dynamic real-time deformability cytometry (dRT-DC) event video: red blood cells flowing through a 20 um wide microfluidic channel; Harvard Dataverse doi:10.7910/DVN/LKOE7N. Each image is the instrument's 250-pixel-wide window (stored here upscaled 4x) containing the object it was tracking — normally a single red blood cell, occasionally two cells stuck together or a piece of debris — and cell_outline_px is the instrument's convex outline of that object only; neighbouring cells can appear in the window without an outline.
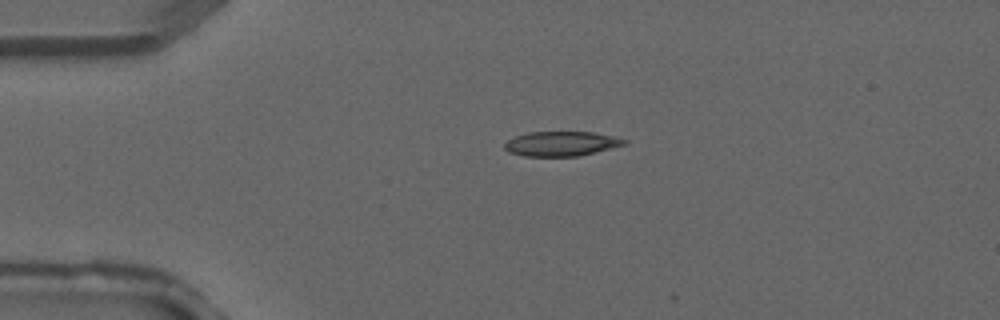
{"species": "common noctule bat (a hibernating species)", "species_latin": "Nyctalus noctula", "temperature_condition": "warm", "stored_images_in_passage": 3, "camera_frame_rate_fps": 3000, "um_per_image_px": 0.085, "animal": {"sex": "male", "forearm_length_mm": 52.5}, "frame": {"image": 1, "passage_image": 3, "time_ms": 0.667, "image_size_px": [1000, 320], "cell_outline_px": [[628, 140], [624, 144], [596, 152], [576, 156], [524, 156], [508, 152], [504, 148], [504, 144], [508, 140], [516, 136], [528, 132], [592, 132], [612, 136]], "centroid_in_image_um": [47.67, 12.21], "position_along_channel_um": 37.3, "area_um2": 16.99}}